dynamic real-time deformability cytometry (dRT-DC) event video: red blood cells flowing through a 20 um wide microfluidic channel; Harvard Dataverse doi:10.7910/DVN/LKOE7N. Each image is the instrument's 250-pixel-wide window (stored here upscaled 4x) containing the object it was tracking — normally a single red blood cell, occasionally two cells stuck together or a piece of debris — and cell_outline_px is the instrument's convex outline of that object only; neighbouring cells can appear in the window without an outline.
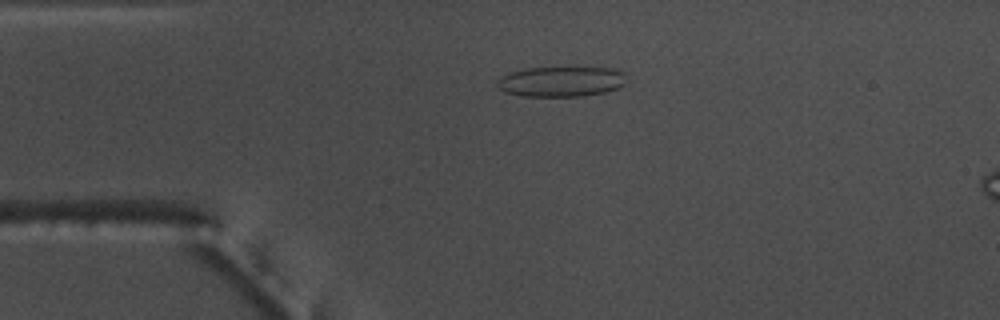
{"species": "common noctule bat (a hibernating species)", "species_latin": "Nyctalus noctula", "temperature_condition": "warm", "stored_images_in_passage": 54, "camera_frame_rate_fps": 3000, "um_per_image_px": 0.085, "animal": {"sex": "male", "body_mass_g": 17.5, "forearm_length_mm": 52.3}, "frame": {"image": 1, "passage_image": 12, "time_ms": 3.667, "image_size_px": [1000, 320], "cell_outline_px": [[628, 72], [624, 84], [616, 88], [604, 92], [584, 96], [524, 96], [504, 92], [496, 84], [496, 80], [500, 76], [524, 68], [612, 68]], "centroid_in_image_um": [47.71, 6.93], "position_along_channel_um": 37.3, "area_um2": 22.83}}
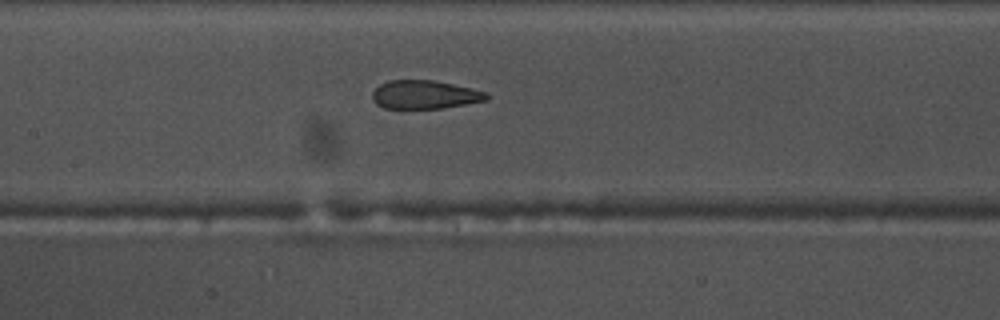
{"frame": {"image": 2, "passage_image": 25, "time_ms": 8.0, "image_size_px": [1000, 320], "cell_outline_px": [[492, 96], [488, 100], [444, 108], [384, 108], [376, 104], [372, 100], [372, 92], [380, 84], [388, 80], [432, 80], [472, 88], [488, 92]], "centroid_in_image_um": [36.14, 8.04], "position_along_channel_um": 171.3, "area_um2": 19.13}}
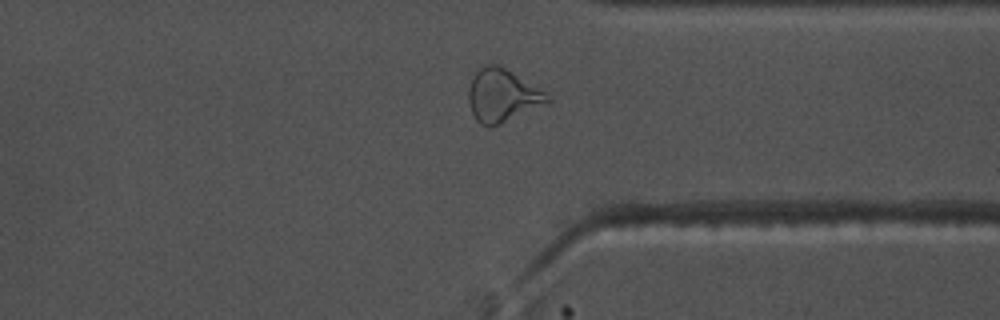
{"frame": {"image": 3, "passage_image": 41, "time_ms": 13.333, "image_size_px": [1000, 320], "cell_outline_px": [[552, 100], [548, 104], [496, 124], [480, 124], [476, 120], [468, 104], [468, 88], [472, 76], [484, 64], [496, 64], [504, 68], [544, 92]], "centroid_in_image_um": [42.66, 8.1], "position_along_channel_um": 368.7, "area_um2": 23.64}, "authors_computed_cell_mechanics": {"area_um2": 22.3108, "velocity_mm_per_s": 3.7371, "shape_relaxation_time_tau1_ms": null, "shape_relaxation_time_tau2_ms": 1.3107, "deformation_change_tau1": null, "deformation_change_tau2": 0.0949}}